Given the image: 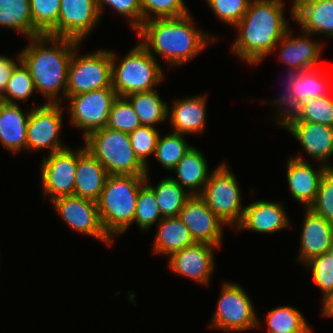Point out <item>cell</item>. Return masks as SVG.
<instances>
[{"instance_id":"obj_13","label":"cell","mask_w":333,"mask_h":333,"mask_svg":"<svg viewBox=\"0 0 333 333\" xmlns=\"http://www.w3.org/2000/svg\"><path fill=\"white\" fill-rule=\"evenodd\" d=\"M100 20L96 0H61L57 24L46 35L82 43Z\"/></svg>"},{"instance_id":"obj_31","label":"cell","mask_w":333,"mask_h":333,"mask_svg":"<svg viewBox=\"0 0 333 333\" xmlns=\"http://www.w3.org/2000/svg\"><path fill=\"white\" fill-rule=\"evenodd\" d=\"M319 69L318 67L301 71V74L296 79L292 88L295 108L308 99L329 96L333 93L332 81L329 80V75L327 76L325 74L326 71Z\"/></svg>"},{"instance_id":"obj_40","label":"cell","mask_w":333,"mask_h":333,"mask_svg":"<svg viewBox=\"0 0 333 333\" xmlns=\"http://www.w3.org/2000/svg\"><path fill=\"white\" fill-rule=\"evenodd\" d=\"M159 134V130L151 126H141L128 134L136 157L146 167V175L150 173L147 159L155 153Z\"/></svg>"},{"instance_id":"obj_17","label":"cell","mask_w":333,"mask_h":333,"mask_svg":"<svg viewBox=\"0 0 333 333\" xmlns=\"http://www.w3.org/2000/svg\"><path fill=\"white\" fill-rule=\"evenodd\" d=\"M303 147L314 161L333 169V127L309 122H282L280 124Z\"/></svg>"},{"instance_id":"obj_6","label":"cell","mask_w":333,"mask_h":333,"mask_svg":"<svg viewBox=\"0 0 333 333\" xmlns=\"http://www.w3.org/2000/svg\"><path fill=\"white\" fill-rule=\"evenodd\" d=\"M84 143L108 175H146V167L136 157L128 133L104 127L90 133Z\"/></svg>"},{"instance_id":"obj_44","label":"cell","mask_w":333,"mask_h":333,"mask_svg":"<svg viewBox=\"0 0 333 333\" xmlns=\"http://www.w3.org/2000/svg\"><path fill=\"white\" fill-rule=\"evenodd\" d=\"M100 15L105 7H111L113 10L124 16L127 24L137 31L143 24V12L140 6V0H96ZM107 5V6H106Z\"/></svg>"},{"instance_id":"obj_25","label":"cell","mask_w":333,"mask_h":333,"mask_svg":"<svg viewBox=\"0 0 333 333\" xmlns=\"http://www.w3.org/2000/svg\"><path fill=\"white\" fill-rule=\"evenodd\" d=\"M30 110H22L19 104L0 101V141L3 148L18 154L27 150V125Z\"/></svg>"},{"instance_id":"obj_5","label":"cell","mask_w":333,"mask_h":333,"mask_svg":"<svg viewBox=\"0 0 333 333\" xmlns=\"http://www.w3.org/2000/svg\"><path fill=\"white\" fill-rule=\"evenodd\" d=\"M123 56L120 61L111 50L112 88L117 96L155 89L164 80L160 63L140 42Z\"/></svg>"},{"instance_id":"obj_37","label":"cell","mask_w":333,"mask_h":333,"mask_svg":"<svg viewBox=\"0 0 333 333\" xmlns=\"http://www.w3.org/2000/svg\"><path fill=\"white\" fill-rule=\"evenodd\" d=\"M141 126L139 116L129 100L126 97L117 96L112 103L106 127L129 134Z\"/></svg>"},{"instance_id":"obj_20","label":"cell","mask_w":333,"mask_h":333,"mask_svg":"<svg viewBox=\"0 0 333 333\" xmlns=\"http://www.w3.org/2000/svg\"><path fill=\"white\" fill-rule=\"evenodd\" d=\"M286 169L292 198L303 204L304 209L309 208L316 199L320 180L328 168L319 163L317 170L314 169L299 153L297 156L289 157Z\"/></svg>"},{"instance_id":"obj_46","label":"cell","mask_w":333,"mask_h":333,"mask_svg":"<svg viewBox=\"0 0 333 333\" xmlns=\"http://www.w3.org/2000/svg\"><path fill=\"white\" fill-rule=\"evenodd\" d=\"M20 61V53L17 54L16 60L0 54V96L4 93L12 71Z\"/></svg>"},{"instance_id":"obj_41","label":"cell","mask_w":333,"mask_h":333,"mask_svg":"<svg viewBox=\"0 0 333 333\" xmlns=\"http://www.w3.org/2000/svg\"><path fill=\"white\" fill-rule=\"evenodd\" d=\"M304 266L311 269L313 281L322 292L323 300L333 290V254L328 252L314 257Z\"/></svg>"},{"instance_id":"obj_33","label":"cell","mask_w":333,"mask_h":333,"mask_svg":"<svg viewBox=\"0 0 333 333\" xmlns=\"http://www.w3.org/2000/svg\"><path fill=\"white\" fill-rule=\"evenodd\" d=\"M283 122H309L333 127V96L302 102Z\"/></svg>"},{"instance_id":"obj_10","label":"cell","mask_w":333,"mask_h":333,"mask_svg":"<svg viewBox=\"0 0 333 333\" xmlns=\"http://www.w3.org/2000/svg\"><path fill=\"white\" fill-rule=\"evenodd\" d=\"M116 97L113 88L66 96L70 124L83 131V139L90 133L106 127L109 112Z\"/></svg>"},{"instance_id":"obj_7","label":"cell","mask_w":333,"mask_h":333,"mask_svg":"<svg viewBox=\"0 0 333 333\" xmlns=\"http://www.w3.org/2000/svg\"><path fill=\"white\" fill-rule=\"evenodd\" d=\"M200 196L224 225H239L245 206L241 204L237 178L226 163L218 164L211 172Z\"/></svg>"},{"instance_id":"obj_38","label":"cell","mask_w":333,"mask_h":333,"mask_svg":"<svg viewBox=\"0 0 333 333\" xmlns=\"http://www.w3.org/2000/svg\"><path fill=\"white\" fill-rule=\"evenodd\" d=\"M61 0H30L33 27L46 35L56 24L59 17Z\"/></svg>"},{"instance_id":"obj_2","label":"cell","mask_w":333,"mask_h":333,"mask_svg":"<svg viewBox=\"0 0 333 333\" xmlns=\"http://www.w3.org/2000/svg\"><path fill=\"white\" fill-rule=\"evenodd\" d=\"M28 40L30 43L20 51V56L29 70L36 91L47 99L45 103L61 104L67 96L69 64L74 50L80 48L78 46L81 42L49 35H39ZM60 93L63 95L58 96Z\"/></svg>"},{"instance_id":"obj_15","label":"cell","mask_w":333,"mask_h":333,"mask_svg":"<svg viewBox=\"0 0 333 333\" xmlns=\"http://www.w3.org/2000/svg\"><path fill=\"white\" fill-rule=\"evenodd\" d=\"M178 217L196 243H208L221 248L223 228L226 225L209 209L200 195H192Z\"/></svg>"},{"instance_id":"obj_3","label":"cell","mask_w":333,"mask_h":333,"mask_svg":"<svg viewBox=\"0 0 333 333\" xmlns=\"http://www.w3.org/2000/svg\"><path fill=\"white\" fill-rule=\"evenodd\" d=\"M283 0H251L243 18L233 27L238 35L231 50L248 65H257L275 49L290 29Z\"/></svg>"},{"instance_id":"obj_1","label":"cell","mask_w":333,"mask_h":333,"mask_svg":"<svg viewBox=\"0 0 333 333\" xmlns=\"http://www.w3.org/2000/svg\"><path fill=\"white\" fill-rule=\"evenodd\" d=\"M191 14L143 22L136 31L140 43L156 60L162 57L170 68L186 64L217 41L215 35L196 28Z\"/></svg>"},{"instance_id":"obj_42","label":"cell","mask_w":333,"mask_h":333,"mask_svg":"<svg viewBox=\"0 0 333 333\" xmlns=\"http://www.w3.org/2000/svg\"><path fill=\"white\" fill-rule=\"evenodd\" d=\"M309 208L333 225V169L322 176L316 199Z\"/></svg>"},{"instance_id":"obj_19","label":"cell","mask_w":333,"mask_h":333,"mask_svg":"<svg viewBox=\"0 0 333 333\" xmlns=\"http://www.w3.org/2000/svg\"><path fill=\"white\" fill-rule=\"evenodd\" d=\"M281 202L257 200L245 206L237 231L249 230L265 234L291 228L290 219Z\"/></svg>"},{"instance_id":"obj_22","label":"cell","mask_w":333,"mask_h":333,"mask_svg":"<svg viewBox=\"0 0 333 333\" xmlns=\"http://www.w3.org/2000/svg\"><path fill=\"white\" fill-rule=\"evenodd\" d=\"M291 17L300 30L333 38V2L331 0H294Z\"/></svg>"},{"instance_id":"obj_32","label":"cell","mask_w":333,"mask_h":333,"mask_svg":"<svg viewBox=\"0 0 333 333\" xmlns=\"http://www.w3.org/2000/svg\"><path fill=\"white\" fill-rule=\"evenodd\" d=\"M268 333H311L304 315L292 306H278L265 316Z\"/></svg>"},{"instance_id":"obj_21","label":"cell","mask_w":333,"mask_h":333,"mask_svg":"<svg viewBox=\"0 0 333 333\" xmlns=\"http://www.w3.org/2000/svg\"><path fill=\"white\" fill-rule=\"evenodd\" d=\"M297 261L304 265L312 258L331 252L333 225L326 219L305 208Z\"/></svg>"},{"instance_id":"obj_34","label":"cell","mask_w":333,"mask_h":333,"mask_svg":"<svg viewBox=\"0 0 333 333\" xmlns=\"http://www.w3.org/2000/svg\"><path fill=\"white\" fill-rule=\"evenodd\" d=\"M191 147L192 145L187 143L183 134L173 132L163 136L159 134L154 156L157 162L169 172Z\"/></svg>"},{"instance_id":"obj_11","label":"cell","mask_w":333,"mask_h":333,"mask_svg":"<svg viewBox=\"0 0 333 333\" xmlns=\"http://www.w3.org/2000/svg\"><path fill=\"white\" fill-rule=\"evenodd\" d=\"M63 104H47L31 108L27 125V151L49 149L50 154L68 148L61 140Z\"/></svg>"},{"instance_id":"obj_14","label":"cell","mask_w":333,"mask_h":333,"mask_svg":"<svg viewBox=\"0 0 333 333\" xmlns=\"http://www.w3.org/2000/svg\"><path fill=\"white\" fill-rule=\"evenodd\" d=\"M41 163L40 178L44 199L50 197V201H53L59 197L74 195L77 149L74 151L68 147L49 153Z\"/></svg>"},{"instance_id":"obj_30","label":"cell","mask_w":333,"mask_h":333,"mask_svg":"<svg viewBox=\"0 0 333 333\" xmlns=\"http://www.w3.org/2000/svg\"><path fill=\"white\" fill-rule=\"evenodd\" d=\"M0 27L17 31L27 39L41 35L33 27L30 0H0Z\"/></svg>"},{"instance_id":"obj_12","label":"cell","mask_w":333,"mask_h":333,"mask_svg":"<svg viewBox=\"0 0 333 333\" xmlns=\"http://www.w3.org/2000/svg\"><path fill=\"white\" fill-rule=\"evenodd\" d=\"M51 203L72 230L94 237L109 247L112 246L114 241L102 227L97 202L70 195L56 198Z\"/></svg>"},{"instance_id":"obj_35","label":"cell","mask_w":333,"mask_h":333,"mask_svg":"<svg viewBox=\"0 0 333 333\" xmlns=\"http://www.w3.org/2000/svg\"><path fill=\"white\" fill-rule=\"evenodd\" d=\"M34 91L36 89L29 70L20 61L12 71L7 87L0 96V101L11 104H18L17 101L25 102L33 96Z\"/></svg>"},{"instance_id":"obj_9","label":"cell","mask_w":333,"mask_h":333,"mask_svg":"<svg viewBox=\"0 0 333 333\" xmlns=\"http://www.w3.org/2000/svg\"><path fill=\"white\" fill-rule=\"evenodd\" d=\"M73 52L67 77V96L112 88L111 50L99 49L89 54Z\"/></svg>"},{"instance_id":"obj_39","label":"cell","mask_w":333,"mask_h":333,"mask_svg":"<svg viewBox=\"0 0 333 333\" xmlns=\"http://www.w3.org/2000/svg\"><path fill=\"white\" fill-rule=\"evenodd\" d=\"M143 21L158 18H175L189 14L184 0H140Z\"/></svg>"},{"instance_id":"obj_8","label":"cell","mask_w":333,"mask_h":333,"mask_svg":"<svg viewBox=\"0 0 333 333\" xmlns=\"http://www.w3.org/2000/svg\"><path fill=\"white\" fill-rule=\"evenodd\" d=\"M213 318L211 328L230 332L247 331L261 326L255 306L247 292L238 283L224 282Z\"/></svg>"},{"instance_id":"obj_16","label":"cell","mask_w":333,"mask_h":333,"mask_svg":"<svg viewBox=\"0 0 333 333\" xmlns=\"http://www.w3.org/2000/svg\"><path fill=\"white\" fill-rule=\"evenodd\" d=\"M220 247L208 243H195L168 257L171 271L201 285H209L215 269L214 251Z\"/></svg>"},{"instance_id":"obj_4","label":"cell","mask_w":333,"mask_h":333,"mask_svg":"<svg viewBox=\"0 0 333 333\" xmlns=\"http://www.w3.org/2000/svg\"><path fill=\"white\" fill-rule=\"evenodd\" d=\"M146 175H108L97 201L104 231L114 238L124 234L133 224L136 200Z\"/></svg>"},{"instance_id":"obj_18","label":"cell","mask_w":333,"mask_h":333,"mask_svg":"<svg viewBox=\"0 0 333 333\" xmlns=\"http://www.w3.org/2000/svg\"><path fill=\"white\" fill-rule=\"evenodd\" d=\"M293 37V30L288 29L275 48L279 49L278 59L286 64L288 69L299 71L310 70L319 67L324 43L313 40L312 34L301 32ZM279 45V46H278Z\"/></svg>"},{"instance_id":"obj_47","label":"cell","mask_w":333,"mask_h":333,"mask_svg":"<svg viewBox=\"0 0 333 333\" xmlns=\"http://www.w3.org/2000/svg\"><path fill=\"white\" fill-rule=\"evenodd\" d=\"M321 315L333 318V290L322 300Z\"/></svg>"},{"instance_id":"obj_45","label":"cell","mask_w":333,"mask_h":333,"mask_svg":"<svg viewBox=\"0 0 333 333\" xmlns=\"http://www.w3.org/2000/svg\"><path fill=\"white\" fill-rule=\"evenodd\" d=\"M287 81H286V89L285 93L281 95V97H277L275 99L269 100L268 103L271 105L277 107L276 108V117H273L277 124H281L287 117H289L294 111V92H293V86L298 78V76L301 74V71L295 70V69H287Z\"/></svg>"},{"instance_id":"obj_43","label":"cell","mask_w":333,"mask_h":333,"mask_svg":"<svg viewBox=\"0 0 333 333\" xmlns=\"http://www.w3.org/2000/svg\"><path fill=\"white\" fill-rule=\"evenodd\" d=\"M250 2L251 0H206L216 18L232 27L243 18Z\"/></svg>"},{"instance_id":"obj_29","label":"cell","mask_w":333,"mask_h":333,"mask_svg":"<svg viewBox=\"0 0 333 333\" xmlns=\"http://www.w3.org/2000/svg\"><path fill=\"white\" fill-rule=\"evenodd\" d=\"M149 180L148 174L145 176V184L154 192L162 217L178 216L192 195L171 177L162 178L156 186L151 185Z\"/></svg>"},{"instance_id":"obj_27","label":"cell","mask_w":333,"mask_h":333,"mask_svg":"<svg viewBox=\"0 0 333 333\" xmlns=\"http://www.w3.org/2000/svg\"><path fill=\"white\" fill-rule=\"evenodd\" d=\"M156 229L153 254L169 257L172 253L196 243L178 216L163 218Z\"/></svg>"},{"instance_id":"obj_36","label":"cell","mask_w":333,"mask_h":333,"mask_svg":"<svg viewBox=\"0 0 333 333\" xmlns=\"http://www.w3.org/2000/svg\"><path fill=\"white\" fill-rule=\"evenodd\" d=\"M162 219L154 192L144 184L138 192L133 223H136L140 230L146 232Z\"/></svg>"},{"instance_id":"obj_24","label":"cell","mask_w":333,"mask_h":333,"mask_svg":"<svg viewBox=\"0 0 333 333\" xmlns=\"http://www.w3.org/2000/svg\"><path fill=\"white\" fill-rule=\"evenodd\" d=\"M108 173L104 166L85 148L77 149L74 195L97 202Z\"/></svg>"},{"instance_id":"obj_28","label":"cell","mask_w":333,"mask_h":333,"mask_svg":"<svg viewBox=\"0 0 333 333\" xmlns=\"http://www.w3.org/2000/svg\"><path fill=\"white\" fill-rule=\"evenodd\" d=\"M157 89L136 92L126 96L134 111L139 116L142 126L156 128V124L168 119L169 104L163 101Z\"/></svg>"},{"instance_id":"obj_23","label":"cell","mask_w":333,"mask_h":333,"mask_svg":"<svg viewBox=\"0 0 333 333\" xmlns=\"http://www.w3.org/2000/svg\"><path fill=\"white\" fill-rule=\"evenodd\" d=\"M207 95H195L175 99L168 108V119L173 133L191 135L205 130L207 119Z\"/></svg>"},{"instance_id":"obj_26","label":"cell","mask_w":333,"mask_h":333,"mask_svg":"<svg viewBox=\"0 0 333 333\" xmlns=\"http://www.w3.org/2000/svg\"><path fill=\"white\" fill-rule=\"evenodd\" d=\"M177 177H171L191 195H200L208 181V163L204 154L196 147H191L171 170Z\"/></svg>"}]
</instances>
